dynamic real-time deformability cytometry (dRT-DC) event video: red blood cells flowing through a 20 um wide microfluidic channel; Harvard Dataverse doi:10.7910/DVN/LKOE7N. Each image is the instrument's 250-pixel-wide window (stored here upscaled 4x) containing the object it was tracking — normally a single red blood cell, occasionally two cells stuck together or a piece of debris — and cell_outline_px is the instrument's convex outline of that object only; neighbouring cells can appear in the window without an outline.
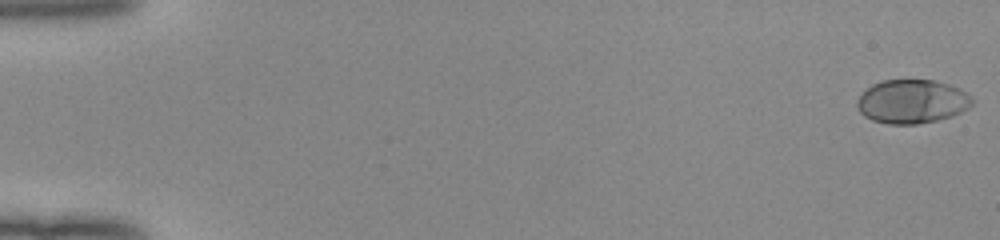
{"species": "human", "species_latin": "Homo sapiens", "temperature_condition": "room temperature", "stored_images_in_passage": 52, "camera_frame_rate_fps": 3000, "um_per_image_px": 0.085, "donor": {"sex": "female"}, "frame": {"image": 1, "passage_image": 1, "time_ms": 0.0, "image_size_px": [1000, 240], "cell_outline_px": [[972, 104], [968, 108], [952, 116], [936, 120], [916, 124], [888, 124], [872, 120], [864, 116], [856, 108], [856, 100], [872, 84], [880, 80], [932, 80], [948, 84], [960, 88], [972, 100]], "centroid_in_image_um": [77.48, 8.63], "position_along_channel_um": 7.5, "area_um2": 29.25}}
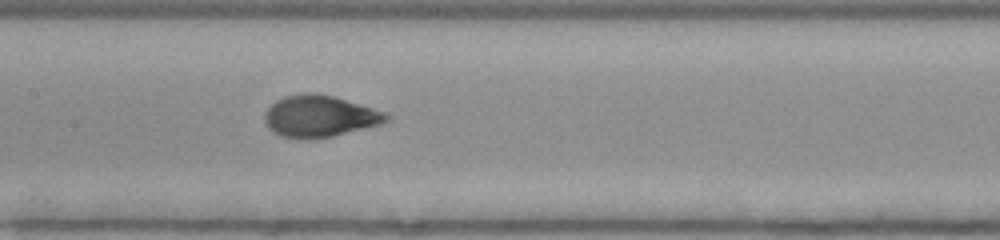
{"frame": {"image": 2, "passage_image": 27, "time_ms": 8.667, "image_size_px": [1000, 240], "cell_outline_px": [[392, 120], [380, 124], [332, 136], [308, 140], [280, 136], [272, 132], [268, 128], [264, 120], [264, 112], [276, 100], [284, 96], [304, 92], [312, 92], [332, 96], [388, 112], [392, 116]], "centroid_in_image_um": [27.17, 9.88], "position_along_channel_um": 180.2, "area_um2": 29.88}}
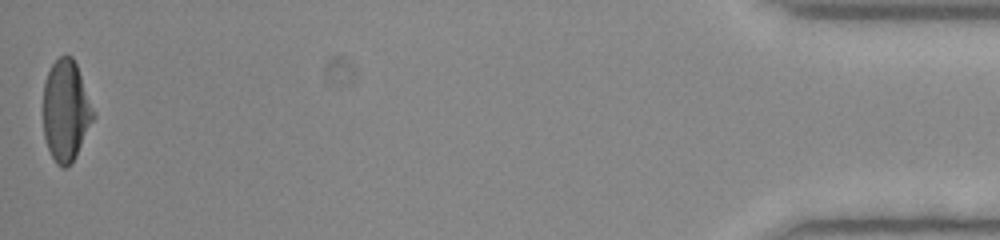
{"frame": {"image": 3, "passage_image": 52, "time_ms": 17.0, "image_size_px": [1000, 240], "cell_outline_px": [[96, 116], [76, 156], [64, 168], [60, 168], [56, 164], [48, 148], [44, 136], [44, 80], [52, 64], [60, 56], [72, 56], [76, 64], [96, 112]], "centroid_in_image_um": [5.62, 9.41], "position_along_channel_um": 429.6, "area_um2": 29.54}, "authors_computed_cell_mechanics": {"area_um2": 29.4202, "velocity_mm_per_s": 4.0347, "shape_relaxation_time_tau1_ms": 3.1723, "shape_relaxation_time_tau2_ms": null, "deformation_change_tau1": 0.1969, "deformation_change_tau2": null}}